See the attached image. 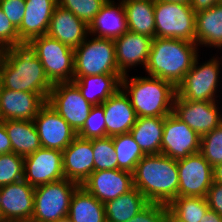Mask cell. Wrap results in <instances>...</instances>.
<instances>
[{
	"label": "cell",
	"instance_id": "1",
	"mask_svg": "<svg viewBox=\"0 0 222 222\" xmlns=\"http://www.w3.org/2000/svg\"><path fill=\"white\" fill-rule=\"evenodd\" d=\"M0 85L40 94L46 101L53 87L43 65L27 44L0 51Z\"/></svg>",
	"mask_w": 222,
	"mask_h": 222
},
{
	"label": "cell",
	"instance_id": "2",
	"mask_svg": "<svg viewBox=\"0 0 222 222\" xmlns=\"http://www.w3.org/2000/svg\"><path fill=\"white\" fill-rule=\"evenodd\" d=\"M133 187L150 203L168 205L178 197L177 160L163 154L145 155L132 172Z\"/></svg>",
	"mask_w": 222,
	"mask_h": 222
},
{
	"label": "cell",
	"instance_id": "3",
	"mask_svg": "<svg viewBox=\"0 0 222 222\" xmlns=\"http://www.w3.org/2000/svg\"><path fill=\"white\" fill-rule=\"evenodd\" d=\"M198 45L182 39L155 37L151 43L145 71L177 87L198 56Z\"/></svg>",
	"mask_w": 222,
	"mask_h": 222
},
{
	"label": "cell",
	"instance_id": "4",
	"mask_svg": "<svg viewBox=\"0 0 222 222\" xmlns=\"http://www.w3.org/2000/svg\"><path fill=\"white\" fill-rule=\"evenodd\" d=\"M121 79V88L128 95L137 117H166L172 113L176 87L152 76H132Z\"/></svg>",
	"mask_w": 222,
	"mask_h": 222
},
{
	"label": "cell",
	"instance_id": "5",
	"mask_svg": "<svg viewBox=\"0 0 222 222\" xmlns=\"http://www.w3.org/2000/svg\"><path fill=\"white\" fill-rule=\"evenodd\" d=\"M155 37L196 43V12L190 4L154 2Z\"/></svg>",
	"mask_w": 222,
	"mask_h": 222
},
{
	"label": "cell",
	"instance_id": "6",
	"mask_svg": "<svg viewBox=\"0 0 222 222\" xmlns=\"http://www.w3.org/2000/svg\"><path fill=\"white\" fill-rule=\"evenodd\" d=\"M90 39L87 37L74 49V77L121 74L116 64L114 40Z\"/></svg>",
	"mask_w": 222,
	"mask_h": 222
},
{
	"label": "cell",
	"instance_id": "7",
	"mask_svg": "<svg viewBox=\"0 0 222 222\" xmlns=\"http://www.w3.org/2000/svg\"><path fill=\"white\" fill-rule=\"evenodd\" d=\"M27 45L39 58L53 84L73 81L74 49L47 35L36 37Z\"/></svg>",
	"mask_w": 222,
	"mask_h": 222
},
{
	"label": "cell",
	"instance_id": "8",
	"mask_svg": "<svg viewBox=\"0 0 222 222\" xmlns=\"http://www.w3.org/2000/svg\"><path fill=\"white\" fill-rule=\"evenodd\" d=\"M79 186L63 178L35 187L32 217L40 222H56L68 217L71 198Z\"/></svg>",
	"mask_w": 222,
	"mask_h": 222
},
{
	"label": "cell",
	"instance_id": "9",
	"mask_svg": "<svg viewBox=\"0 0 222 222\" xmlns=\"http://www.w3.org/2000/svg\"><path fill=\"white\" fill-rule=\"evenodd\" d=\"M198 57L200 56L196 57L192 68L176 87L177 95L192 101H219L215 94L220 86L221 59L214 56L208 62L205 61L202 65H198L199 59H201Z\"/></svg>",
	"mask_w": 222,
	"mask_h": 222
},
{
	"label": "cell",
	"instance_id": "10",
	"mask_svg": "<svg viewBox=\"0 0 222 222\" xmlns=\"http://www.w3.org/2000/svg\"><path fill=\"white\" fill-rule=\"evenodd\" d=\"M47 103L77 133L93 107L83 96L78 86L72 82L55 83L48 95Z\"/></svg>",
	"mask_w": 222,
	"mask_h": 222
},
{
	"label": "cell",
	"instance_id": "11",
	"mask_svg": "<svg viewBox=\"0 0 222 222\" xmlns=\"http://www.w3.org/2000/svg\"><path fill=\"white\" fill-rule=\"evenodd\" d=\"M178 197H206L213 183V167L198 152L177 160Z\"/></svg>",
	"mask_w": 222,
	"mask_h": 222
},
{
	"label": "cell",
	"instance_id": "12",
	"mask_svg": "<svg viewBox=\"0 0 222 222\" xmlns=\"http://www.w3.org/2000/svg\"><path fill=\"white\" fill-rule=\"evenodd\" d=\"M218 104V101L186 100L176 94L172 113L202 137L222 123Z\"/></svg>",
	"mask_w": 222,
	"mask_h": 222
},
{
	"label": "cell",
	"instance_id": "13",
	"mask_svg": "<svg viewBox=\"0 0 222 222\" xmlns=\"http://www.w3.org/2000/svg\"><path fill=\"white\" fill-rule=\"evenodd\" d=\"M201 137L170 113L164 119L161 154L178 160L200 152Z\"/></svg>",
	"mask_w": 222,
	"mask_h": 222
},
{
	"label": "cell",
	"instance_id": "14",
	"mask_svg": "<svg viewBox=\"0 0 222 222\" xmlns=\"http://www.w3.org/2000/svg\"><path fill=\"white\" fill-rule=\"evenodd\" d=\"M65 178L62 151L41 148L24 157L23 179L32 187H38Z\"/></svg>",
	"mask_w": 222,
	"mask_h": 222
},
{
	"label": "cell",
	"instance_id": "15",
	"mask_svg": "<svg viewBox=\"0 0 222 222\" xmlns=\"http://www.w3.org/2000/svg\"><path fill=\"white\" fill-rule=\"evenodd\" d=\"M42 148L63 151L77 137L74 129L46 103L34 118Z\"/></svg>",
	"mask_w": 222,
	"mask_h": 222
},
{
	"label": "cell",
	"instance_id": "16",
	"mask_svg": "<svg viewBox=\"0 0 222 222\" xmlns=\"http://www.w3.org/2000/svg\"><path fill=\"white\" fill-rule=\"evenodd\" d=\"M81 186L98 201L106 203L133 188L132 172L121 169L94 171Z\"/></svg>",
	"mask_w": 222,
	"mask_h": 222
},
{
	"label": "cell",
	"instance_id": "17",
	"mask_svg": "<svg viewBox=\"0 0 222 222\" xmlns=\"http://www.w3.org/2000/svg\"><path fill=\"white\" fill-rule=\"evenodd\" d=\"M64 177L80 186L94 172V153L92 139L77 136L62 151Z\"/></svg>",
	"mask_w": 222,
	"mask_h": 222
},
{
	"label": "cell",
	"instance_id": "18",
	"mask_svg": "<svg viewBox=\"0 0 222 222\" xmlns=\"http://www.w3.org/2000/svg\"><path fill=\"white\" fill-rule=\"evenodd\" d=\"M46 103L38 93L13 91L0 85V120L33 121Z\"/></svg>",
	"mask_w": 222,
	"mask_h": 222
},
{
	"label": "cell",
	"instance_id": "19",
	"mask_svg": "<svg viewBox=\"0 0 222 222\" xmlns=\"http://www.w3.org/2000/svg\"><path fill=\"white\" fill-rule=\"evenodd\" d=\"M152 40L147 35L129 30L114 40L116 64L123 76L136 65H143L145 69Z\"/></svg>",
	"mask_w": 222,
	"mask_h": 222
},
{
	"label": "cell",
	"instance_id": "20",
	"mask_svg": "<svg viewBox=\"0 0 222 222\" xmlns=\"http://www.w3.org/2000/svg\"><path fill=\"white\" fill-rule=\"evenodd\" d=\"M34 191L24 179L0 187V212L4 221L32 217Z\"/></svg>",
	"mask_w": 222,
	"mask_h": 222
},
{
	"label": "cell",
	"instance_id": "21",
	"mask_svg": "<svg viewBox=\"0 0 222 222\" xmlns=\"http://www.w3.org/2000/svg\"><path fill=\"white\" fill-rule=\"evenodd\" d=\"M46 35L75 49L89 37L88 25L71 11L57 5L54 8Z\"/></svg>",
	"mask_w": 222,
	"mask_h": 222
},
{
	"label": "cell",
	"instance_id": "22",
	"mask_svg": "<svg viewBox=\"0 0 222 222\" xmlns=\"http://www.w3.org/2000/svg\"><path fill=\"white\" fill-rule=\"evenodd\" d=\"M104 108L106 136L129 133L137 120L128 95L120 88L101 104Z\"/></svg>",
	"mask_w": 222,
	"mask_h": 222
},
{
	"label": "cell",
	"instance_id": "23",
	"mask_svg": "<svg viewBox=\"0 0 222 222\" xmlns=\"http://www.w3.org/2000/svg\"><path fill=\"white\" fill-rule=\"evenodd\" d=\"M128 31L122 0H107L88 25L89 36L115 40Z\"/></svg>",
	"mask_w": 222,
	"mask_h": 222
},
{
	"label": "cell",
	"instance_id": "24",
	"mask_svg": "<svg viewBox=\"0 0 222 222\" xmlns=\"http://www.w3.org/2000/svg\"><path fill=\"white\" fill-rule=\"evenodd\" d=\"M25 13L17 29L19 39L28 44L32 39L46 35L57 0H25Z\"/></svg>",
	"mask_w": 222,
	"mask_h": 222
},
{
	"label": "cell",
	"instance_id": "25",
	"mask_svg": "<svg viewBox=\"0 0 222 222\" xmlns=\"http://www.w3.org/2000/svg\"><path fill=\"white\" fill-rule=\"evenodd\" d=\"M122 74L73 77L82 96L93 106L101 105L121 88Z\"/></svg>",
	"mask_w": 222,
	"mask_h": 222
},
{
	"label": "cell",
	"instance_id": "26",
	"mask_svg": "<svg viewBox=\"0 0 222 222\" xmlns=\"http://www.w3.org/2000/svg\"><path fill=\"white\" fill-rule=\"evenodd\" d=\"M196 44L222 47V2L196 12Z\"/></svg>",
	"mask_w": 222,
	"mask_h": 222
},
{
	"label": "cell",
	"instance_id": "27",
	"mask_svg": "<svg viewBox=\"0 0 222 222\" xmlns=\"http://www.w3.org/2000/svg\"><path fill=\"white\" fill-rule=\"evenodd\" d=\"M4 126L15 154L26 157L42 148L34 121L5 120Z\"/></svg>",
	"mask_w": 222,
	"mask_h": 222
},
{
	"label": "cell",
	"instance_id": "28",
	"mask_svg": "<svg viewBox=\"0 0 222 222\" xmlns=\"http://www.w3.org/2000/svg\"><path fill=\"white\" fill-rule=\"evenodd\" d=\"M165 117H137L130 130L135 142L146 155L161 154Z\"/></svg>",
	"mask_w": 222,
	"mask_h": 222
},
{
	"label": "cell",
	"instance_id": "29",
	"mask_svg": "<svg viewBox=\"0 0 222 222\" xmlns=\"http://www.w3.org/2000/svg\"><path fill=\"white\" fill-rule=\"evenodd\" d=\"M150 202L135 187L104 203L106 222H126L143 210Z\"/></svg>",
	"mask_w": 222,
	"mask_h": 222
},
{
	"label": "cell",
	"instance_id": "30",
	"mask_svg": "<svg viewBox=\"0 0 222 222\" xmlns=\"http://www.w3.org/2000/svg\"><path fill=\"white\" fill-rule=\"evenodd\" d=\"M68 218L71 222H106L104 203L79 186L71 198Z\"/></svg>",
	"mask_w": 222,
	"mask_h": 222
},
{
	"label": "cell",
	"instance_id": "31",
	"mask_svg": "<svg viewBox=\"0 0 222 222\" xmlns=\"http://www.w3.org/2000/svg\"><path fill=\"white\" fill-rule=\"evenodd\" d=\"M155 0H122L128 30L155 38Z\"/></svg>",
	"mask_w": 222,
	"mask_h": 222
},
{
	"label": "cell",
	"instance_id": "32",
	"mask_svg": "<svg viewBox=\"0 0 222 222\" xmlns=\"http://www.w3.org/2000/svg\"><path fill=\"white\" fill-rule=\"evenodd\" d=\"M112 140L118 158V169L133 172L137 163L146 154L135 142L130 132L115 135Z\"/></svg>",
	"mask_w": 222,
	"mask_h": 222
},
{
	"label": "cell",
	"instance_id": "33",
	"mask_svg": "<svg viewBox=\"0 0 222 222\" xmlns=\"http://www.w3.org/2000/svg\"><path fill=\"white\" fill-rule=\"evenodd\" d=\"M167 207L180 219L187 222H201L209 209L205 197L180 196L173 199Z\"/></svg>",
	"mask_w": 222,
	"mask_h": 222
},
{
	"label": "cell",
	"instance_id": "34",
	"mask_svg": "<svg viewBox=\"0 0 222 222\" xmlns=\"http://www.w3.org/2000/svg\"><path fill=\"white\" fill-rule=\"evenodd\" d=\"M94 171L118 169L117 154L112 137L92 139Z\"/></svg>",
	"mask_w": 222,
	"mask_h": 222
},
{
	"label": "cell",
	"instance_id": "35",
	"mask_svg": "<svg viewBox=\"0 0 222 222\" xmlns=\"http://www.w3.org/2000/svg\"><path fill=\"white\" fill-rule=\"evenodd\" d=\"M24 157L14 152L0 155V187L23 179Z\"/></svg>",
	"mask_w": 222,
	"mask_h": 222
},
{
	"label": "cell",
	"instance_id": "36",
	"mask_svg": "<svg viewBox=\"0 0 222 222\" xmlns=\"http://www.w3.org/2000/svg\"><path fill=\"white\" fill-rule=\"evenodd\" d=\"M200 153L212 167L222 163V123L201 137Z\"/></svg>",
	"mask_w": 222,
	"mask_h": 222
},
{
	"label": "cell",
	"instance_id": "37",
	"mask_svg": "<svg viewBox=\"0 0 222 222\" xmlns=\"http://www.w3.org/2000/svg\"><path fill=\"white\" fill-rule=\"evenodd\" d=\"M58 5L68 11H71L87 25L100 11L107 0H57Z\"/></svg>",
	"mask_w": 222,
	"mask_h": 222
},
{
	"label": "cell",
	"instance_id": "38",
	"mask_svg": "<svg viewBox=\"0 0 222 222\" xmlns=\"http://www.w3.org/2000/svg\"><path fill=\"white\" fill-rule=\"evenodd\" d=\"M77 136L90 140L106 137V123L102 105L92 107L83 127L77 132Z\"/></svg>",
	"mask_w": 222,
	"mask_h": 222
},
{
	"label": "cell",
	"instance_id": "39",
	"mask_svg": "<svg viewBox=\"0 0 222 222\" xmlns=\"http://www.w3.org/2000/svg\"><path fill=\"white\" fill-rule=\"evenodd\" d=\"M21 45L24 44L19 39L17 29L0 7V51Z\"/></svg>",
	"mask_w": 222,
	"mask_h": 222
},
{
	"label": "cell",
	"instance_id": "40",
	"mask_svg": "<svg viewBox=\"0 0 222 222\" xmlns=\"http://www.w3.org/2000/svg\"><path fill=\"white\" fill-rule=\"evenodd\" d=\"M166 204L149 203L143 210L126 222H164Z\"/></svg>",
	"mask_w": 222,
	"mask_h": 222
},
{
	"label": "cell",
	"instance_id": "41",
	"mask_svg": "<svg viewBox=\"0 0 222 222\" xmlns=\"http://www.w3.org/2000/svg\"><path fill=\"white\" fill-rule=\"evenodd\" d=\"M0 7L13 26L18 29L25 13V0H0Z\"/></svg>",
	"mask_w": 222,
	"mask_h": 222
},
{
	"label": "cell",
	"instance_id": "42",
	"mask_svg": "<svg viewBox=\"0 0 222 222\" xmlns=\"http://www.w3.org/2000/svg\"><path fill=\"white\" fill-rule=\"evenodd\" d=\"M205 198L209 209L222 216V184L213 182Z\"/></svg>",
	"mask_w": 222,
	"mask_h": 222
},
{
	"label": "cell",
	"instance_id": "43",
	"mask_svg": "<svg viewBox=\"0 0 222 222\" xmlns=\"http://www.w3.org/2000/svg\"><path fill=\"white\" fill-rule=\"evenodd\" d=\"M12 152V146L6 132L4 121L0 120V155Z\"/></svg>",
	"mask_w": 222,
	"mask_h": 222
},
{
	"label": "cell",
	"instance_id": "44",
	"mask_svg": "<svg viewBox=\"0 0 222 222\" xmlns=\"http://www.w3.org/2000/svg\"><path fill=\"white\" fill-rule=\"evenodd\" d=\"M222 0H190V6L195 12L209 9L214 5L221 3Z\"/></svg>",
	"mask_w": 222,
	"mask_h": 222
},
{
	"label": "cell",
	"instance_id": "45",
	"mask_svg": "<svg viewBox=\"0 0 222 222\" xmlns=\"http://www.w3.org/2000/svg\"><path fill=\"white\" fill-rule=\"evenodd\" d=\"M201 222H222V216L216 211L208 209L202 217Z\"/></svg>",
	"mask_w": 222,
	"mask_h": 222
},
{
	"label": "cell",
	"instance_id": "46",
	"mask_svg": "<svg viewBox=\"0 0 222 222\" xmlns=\"http://www.w3.org/2000/svg\"><path fill=\"white\" fill-rule=\"evenodd\" d=\"M213 182L222 184V163L213 167Z\"/></svg>",
	"mask_w": 222,
	"mask_h": 222
},
{
	"label": "cell",
	"instance_id": "47",
	"mask_svg": "<svg viewBox=\"0 0 222 222\" xmlns=\"http://www.w3.org/2000/svg\"><path fill=\"white\" fill-rule=\"evenodd\" d=\"M164 222H187L176 216L168 207L164 215Z\"/></svg>",
	"mask_w": 222,
	"mask_h": 222
},
{
	"label": "cell",
	"instance_id": "48",
	"mask_svg": "<svg viewBox=\"0 0 222 222\" xmlns=\"http://www.w3.org/2000/svg\"><path fill=\"white\" fill-rule=\"evenodd\" d=\"M5 222H40V221L34 219L33 217H28V218L9 220Z\"/></svg>",
	"mask_w": 222,
	"mask_h": 222
},
{
	"label": "cell",
	"instance_id": "49",
	"mask_svg": "<svg viewBox=\"0 0 222 222\" xmlns=\"http://www.w3.org/2000/svg\"><path fill=\"white\" fill-rule=\"evenodd\" d=\"M162 2H172V3H182V4H190V0H159Z\"/></svg>",
	"mask_w": 222,
	"mask_h": 222
},
{
	"label": "cell",
	"instance_id": "50",
	"mask_svg": "<svg viewBox=\"0 0 222 222\" xmlns=\"http://www.w3.org/2000/svg\"><path fill=\"white\" fill-rule=\"evenodd\" d=\"M56 222H71V221L69 220L68 217H66V218L60 219V220H58Z\"/></svg>",
	"mask_w": 222,
	"mask_h": 222
},
{
	"label": "cell",
	"instance_id": "51",
	"mask_svg": "<svg viewBox=\"0 0 222 222\" xmlns=\"http://www.w3.org/2000/svg\"><path fill=\"white\" fill-rule=\"evenodd\" d=\"M0 222H5L0 212Z\"/></svg>",
	"mask_w": 222,
	"mask_h": 222
}]
</instances>
